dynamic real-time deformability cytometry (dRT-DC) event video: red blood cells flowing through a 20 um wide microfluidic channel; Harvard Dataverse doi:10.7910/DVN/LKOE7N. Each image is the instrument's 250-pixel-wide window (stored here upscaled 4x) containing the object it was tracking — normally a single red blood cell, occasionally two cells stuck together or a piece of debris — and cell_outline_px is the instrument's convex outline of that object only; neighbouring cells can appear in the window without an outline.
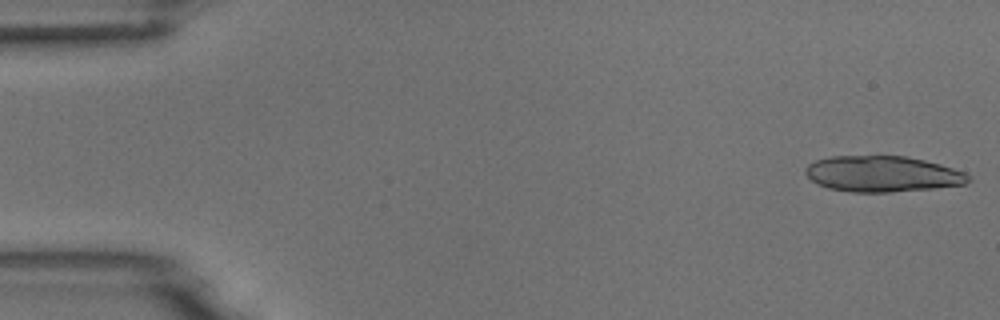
{"species": "common noctule bat (a hibernating species)", "species_latin": "Nyctalus noctula", "temperature_condition": "room temperature", "stored_images_in_passage": 54, "camera_frame_rate_fps": 3000, "um_per_image_px": 0.085, "animal": {"sex": "male", "body_mass_g": 18.8}, "frame": {"image": 1, "passage_image": 1, "time_ms": 0.0, "image_size_px": [1000, 320], "cell_outline_px": [[972, 180], [964, 184], [932, 188], [892, 192], [852, 192], [828, 188], [816, 184], [804, 172], [804, 168], [808, 164], [816, 160], [832, 156], [904, 156], [924, 160], [940, 164], [964, 172], [972, 176]], "centroid_in_image_um": [74.99, 14.78], "position_along_channel_um": 10.0, "area_um2": 34.1}}
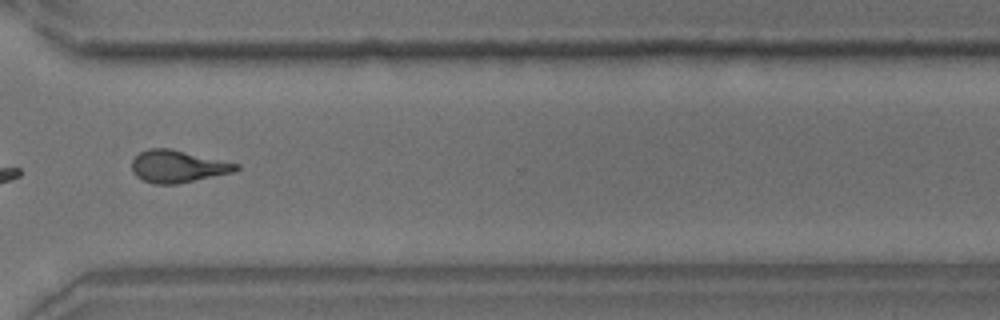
{"frame": {"image": 2, "passage_image": 40, "time_ms": 13.0, "image_size_px": [1000, 320], "cell_outline_px": [[240, 168], [236, 172], [176, 184], [156, 184], [144, 180], [136, 176], [132, 172], [132, 160], [140, 152], [148, 148], [172, 148], [240, 164]], "centroid_in_image_um": [15.14, 14.13], "position_along_channel_um": 355.5, "area_um2": 19.77}, "authors_computed_cell_mechanics": {"area_um2": 19.5075, "velocity_mm_per_s": 3.7289, "shape_relaxation_time_tau1_ms": 5.8311, "shape_relaxation_time_tau2_ms": 1.9995, "deformation_change_tau1": 0.2015, "deformation_change_tau2": 0.1122}}